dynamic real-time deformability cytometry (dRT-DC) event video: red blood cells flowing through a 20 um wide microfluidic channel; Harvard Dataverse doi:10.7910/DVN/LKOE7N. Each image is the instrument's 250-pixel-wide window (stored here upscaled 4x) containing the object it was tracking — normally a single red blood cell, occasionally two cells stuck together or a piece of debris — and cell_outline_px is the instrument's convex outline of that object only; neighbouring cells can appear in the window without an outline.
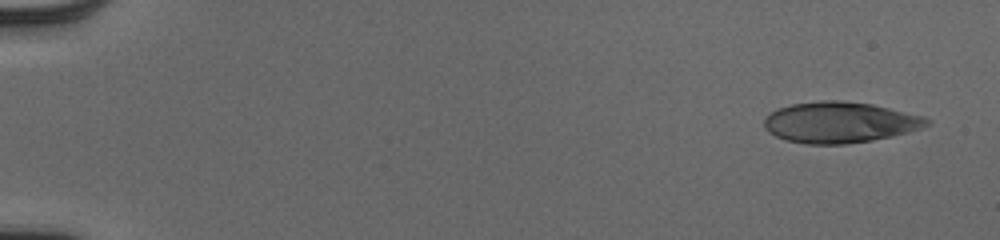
{"species": "human", "species_latin": "Homo sapiens", "temperature_condition": "cold", "stored_images_in_passage": 50, "camera_frame_rate_fps": 3000, "um_per_image_px": 0.085, "donor": {"sex": "male"}, "frame": {"image": 1, "passage_image": 1, "time_ms": 0.0, "image_size_px": [1000, 240], "cell_outline_px": [[928, 124], [904, 132], [872, 140], [844, 144], [808, 144], [788, 140], [776, 136], [768, 132], [764, 128], [764, 120], [772, 112], [780, 108], [792, 104], [824, 100], [836, 100], [872, 104], [920, 116], [928, 120]], "centroid_in_image_um": [71.29, 10.4], "position_along_channel_um": 13.7, "area_um2": 37.8}}
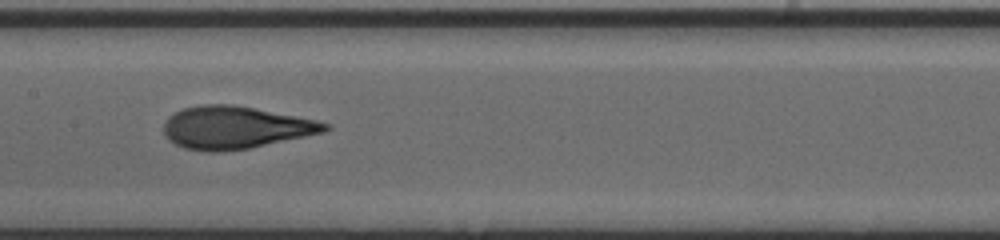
{"frame": {"image": 2, "passage_image": 26, "time_ms": 8.333, "image_size_px": [1000, 240], "cell_outline_px": [[332, 128], [324, 132], [248, 148], [220, 152], [204, 152], [184, 148], [176, 144], [164, 132], [164, 124], [168, 116], [184, 108], [200, 104], [232, 104], [296, 116], [316, 120], [328, 124]], "centroid_in_image_um": [19.99, 10.84], "position_along_channel_um": 187.4, "area_um2": 39.54}}
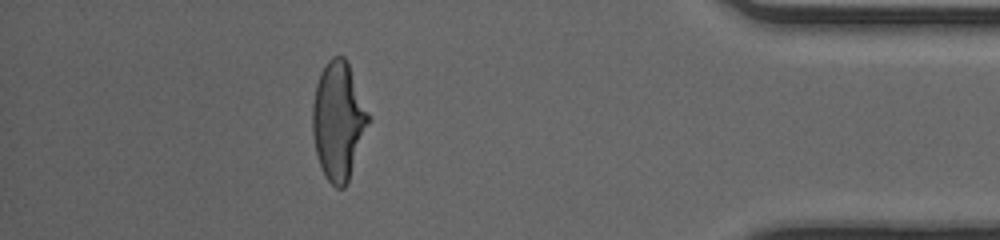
{"frame": {"image": 3, "passage_image": 45, "time_ms": 14.667, "image_size_px": [1000, 240], "cell_outline_px": [[368, 120], [348, 180], [344, 188], [336, 188], [324, 176], [316, 152], [312, 132], [312, 104], [316, 84], [320, 72], [328, 60], [332, 56], [344, 56], [348, 64], [368, 112]], "centroid_in_image_um": [28.7, 10.24], "position_along_channel_um": 406.5, "area_um2": 37.45}, "authors_computed_cell_mechanics": {"area_um2": 38.2058, "velocity_mm_per_s": 4.042, "shape_relaxation_time_tau1_ms": 5.2589, "shape_relaxation_time_tau2_ms": 0.8815, "deformation_change_tau1": 0.2223, "deformation_change_tau2": 0.0897}}